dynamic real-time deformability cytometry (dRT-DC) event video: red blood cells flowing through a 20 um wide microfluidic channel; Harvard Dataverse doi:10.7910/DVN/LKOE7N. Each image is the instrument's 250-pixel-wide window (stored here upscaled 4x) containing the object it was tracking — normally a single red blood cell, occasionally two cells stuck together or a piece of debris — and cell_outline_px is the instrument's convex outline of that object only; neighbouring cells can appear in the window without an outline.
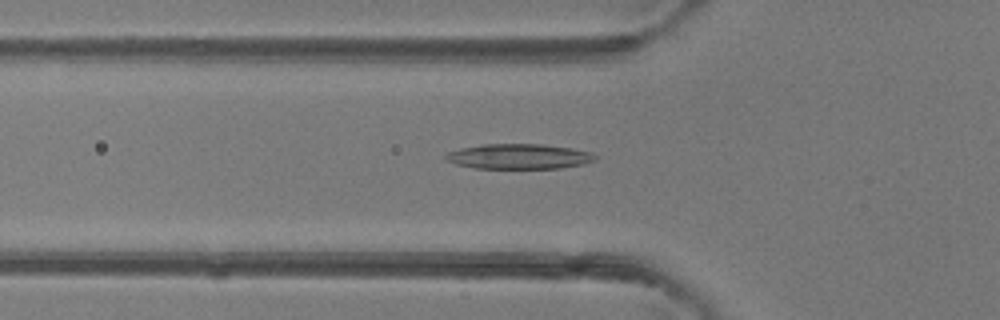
{"species": "common noctule bat (a hibernating species)", "species_latin": "Nyctalus noctula", "temperature_condition": "room temperature", "stored_images_in_passage": 49, "camera_frame_rate_fps": 3000, "um_per_image_px": 0.085, "animal": {"sex": "female"}, "frame": {"image": 1, "passage_image": 17, "time_ms": 5.333, "image_size_px": [1000, 320], "cell_outline_px": [[596, 160], [584, 164], [560, 168], [476, 168], [456, 164], [448, 160], [444, 156], [448, 152], [460, 148], [484, 144], [544, 144], [572, 148], [592, 152], [596, 156]], "centroid_in_image_um": [44.15, 13.29], "position_along_channel_um": 81.7, "area_um2": 21.85}}
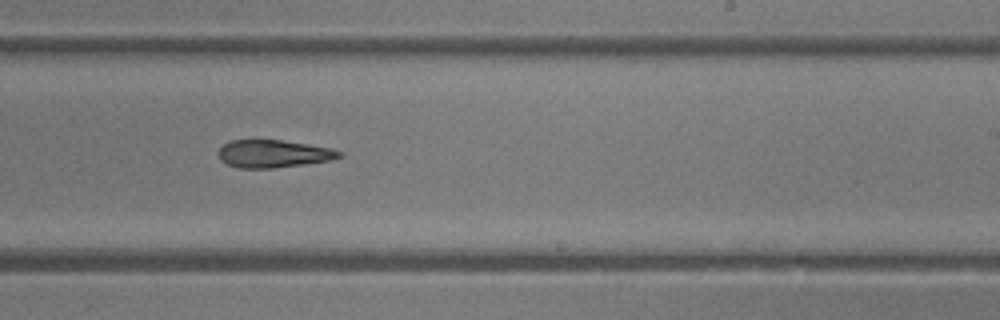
{"frame": {"image": 2, "passage_image": 30, "time_ms": 9.667, "image_size_px": [1000, 320], "cell_outline_px": [[344, 156], [332, 160], [304, 164], [272, 168], [240, 168], [228, 164], [220, 160], [216, 152], [228, 140], [280, 140], [308, 144], [332, 148], [344, 152]], "centroid_in_image_um": [23.26, 13.06], "position_along_channel_um": 265.7, "area_um2": 19.65}}
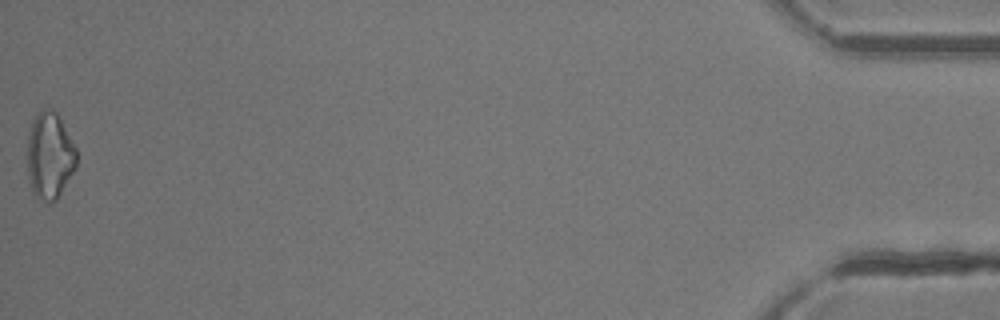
{"frame": {"image": 3, "passage_image": 49, "time_ms": 16.0, "image_size_px": [1000, 320], "cell_outline_px": [[76, 168], [56, 200], [44, 200], [36, 196], [32, 192], [28, 180], [28, 132], [32, 120], [44, 108], [48, 108], [56, 112], [76, 148]], "centroid_in_image_um": [4.21, 13.23], "position_along_channel_um": 431.0, "area_um2": 24.57}, "authors_computed_cell_mechanics": {"area_um2": 21.0392, "velocity_mm_per_s": 4.2281, "shape_relaxation_time_tau1_ms": 7.3135, "shape_relaxation_time_tau2_ms": 4.8424, "deformation_change_tau1": 0.2094, "deformation_change_tau2": 0.187}}